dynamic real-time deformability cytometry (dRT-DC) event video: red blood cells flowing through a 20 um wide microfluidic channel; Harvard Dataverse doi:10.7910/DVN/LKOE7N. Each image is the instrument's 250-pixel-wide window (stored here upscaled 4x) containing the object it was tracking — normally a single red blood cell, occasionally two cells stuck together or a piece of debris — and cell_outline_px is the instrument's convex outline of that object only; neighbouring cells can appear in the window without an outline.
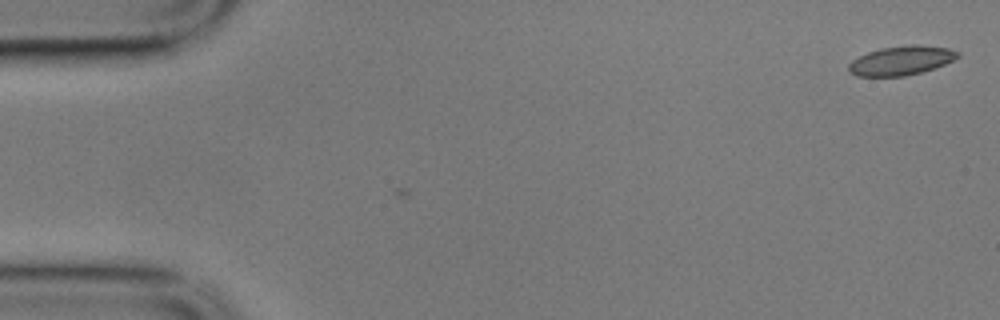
{"species": "common noctule bat (a hibernating species)", "species_latin": "Nyctalus noctula", "temperature_condition": "cold", "stored_images_in_passage": 2, "camera_frame_rate_fps": 3000, "um_per_image_px": 0.085, "animal": {"sex": "male", "body_mass_g": 17.9}, "frame": {"image": 1, "passage_image": 2, "time_ms": 0.333, "image_size_px": [1000, 320], "cell_outline_px": [[960, 56], [944, 64], [920, 72], [904, 76], [856, 76], [848, 72], [848, 64], [852, 60], [868, 52], [880, 48], [908, 44], [920, 44], [948, 48], [960, 52]], "centroid_in_image_um": [76.58, 5.13], "position_along_channel_um": 8.4, "area_um2": 18.55}}